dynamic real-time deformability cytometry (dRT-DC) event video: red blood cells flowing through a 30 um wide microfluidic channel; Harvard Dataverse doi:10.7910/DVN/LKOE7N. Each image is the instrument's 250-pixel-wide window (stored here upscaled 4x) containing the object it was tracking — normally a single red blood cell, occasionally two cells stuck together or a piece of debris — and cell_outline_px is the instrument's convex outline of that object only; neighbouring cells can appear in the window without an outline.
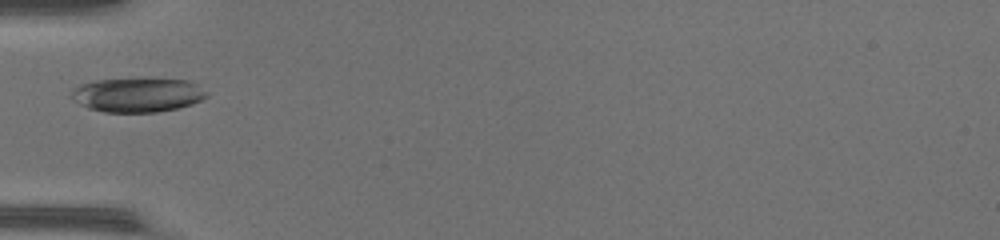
{"species": "common noctule bat (a hibernating species)", "species_latin": "Nyctalus noctula", "temperature_condition": "warm", "stored_images_in_passage": 16, "camera_frame_rate_fps": 3000, "um_per_image_px": 0.085, "animal": {"sex": "female", "body_mass_g": 17.0, "forearm_length_mm": 48.0}, "frame": {"image": 1, "passage_image": 1, "time_ms": 0.0, "image_size_px": [1000, 240], "cell_outline_px": [[208, 96], [192, 104], [176, 108], [156, 112], [104, 112], [88, 108], [80, 104], [72, 96], [72, 92], [80, 84], [96, 80], [140, 76], [148, 76], [188, 80], [196, 84], [208, 92]], "centroid_in_image_um": [11.74, 8.01], "position_along_channel_um": 73.3, "area_um2": 27.74}}